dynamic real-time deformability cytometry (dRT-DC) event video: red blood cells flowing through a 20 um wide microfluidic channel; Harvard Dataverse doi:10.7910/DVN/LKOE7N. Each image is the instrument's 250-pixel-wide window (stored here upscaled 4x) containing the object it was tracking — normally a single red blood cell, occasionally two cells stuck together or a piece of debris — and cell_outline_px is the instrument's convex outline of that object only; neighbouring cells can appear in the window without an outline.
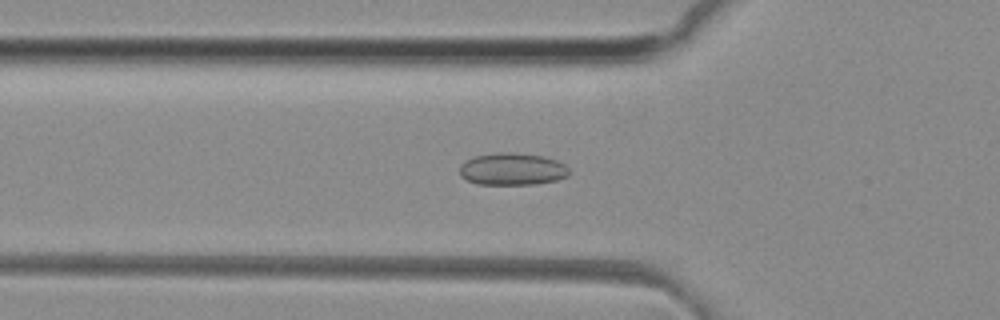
{"species": "common noctule bat (a hibernating species)", "species_latin": "Nyctalus noctula", "temperature_condition": "room temperature", "stored_images_in_passage": 35, "camera_frame_rate_fps": 3000, "um_per_image_px": 0.085, "animal": {"sex": "female", "body_mass_g": 29.2, "forearm_length_mm": 56.3}, "frame": {"image": 1, "passage_image": 2, "time_ms": 0.333, "image_size_px": [1000, 320], "cell_outline_px": [[572, 172], [568, 176], [556, 180], [536, 184], [476, 184], [460, 176], [460, 164], [464, 160], [476, 156], [504, 152], [512, 152], [544, 156], [556, 160], [564, 164]], "centroid_in_image_um": [43.56, 14.37], "position_along_channel_um": 82.2, "area_um2": 20.63}}
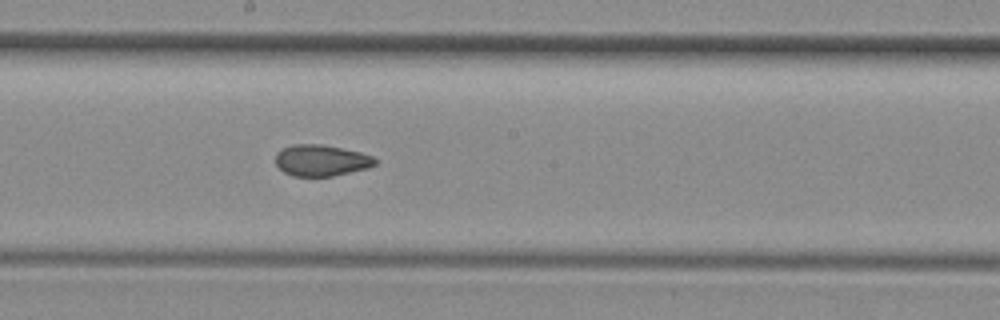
{"frame": {"image": 2, "passage_image": 12, "time_ms": 3.667, "image_size_px": [1000, 320], "cell_outline_px": [[376, 164], [368, 168], [332, 176], [292, 176], [284, 172], [276, 164], [276, 152], [292, 144], [320, 144], [360, 152], [372, 156], [376, 160]], "centroid_in_image_um": [27.29, 13.63], "position_along_channel_um": 220.9, "area_um2": 18.03}}
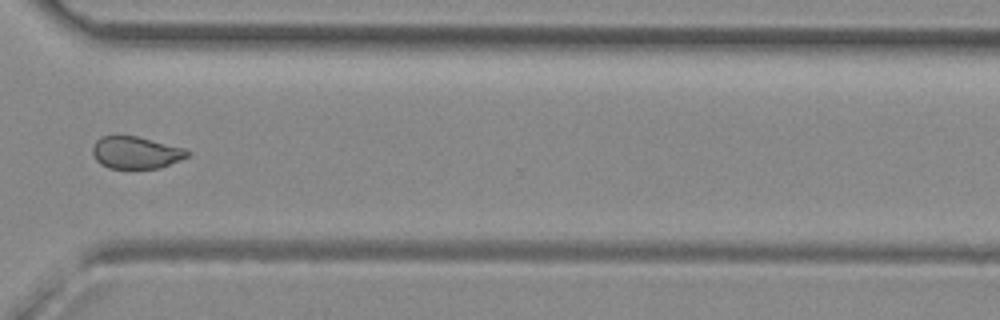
{"frame": {"image": 3, "passage_image": 22, "time_ms": 7.0, "image_size_px": [1000, 320], "cell_outline_px": [[192, 152], [188, 156], [180, 160], [160, 168], [108, 168], [100, 164], [96, 160], [92, 152], [92, 144], [100, 136], [116, 132], [136, 136], [188, 148]], "centroid_in_image_um": [11.52, 12.92], "position_along_channel_um": 359.1, "area_um2": 18.55}, "authors_computed_cell_mechanics": {"area_um2": 18.785, "velocity_mm_per_s": 4.1501, "shape_relaxation_time_tau1_ms": null, "shape_relaxation_time_tau2_ms": 1.6324, "deformation_change_tau1": null, "deformation_change_tau2": 0.0584}}